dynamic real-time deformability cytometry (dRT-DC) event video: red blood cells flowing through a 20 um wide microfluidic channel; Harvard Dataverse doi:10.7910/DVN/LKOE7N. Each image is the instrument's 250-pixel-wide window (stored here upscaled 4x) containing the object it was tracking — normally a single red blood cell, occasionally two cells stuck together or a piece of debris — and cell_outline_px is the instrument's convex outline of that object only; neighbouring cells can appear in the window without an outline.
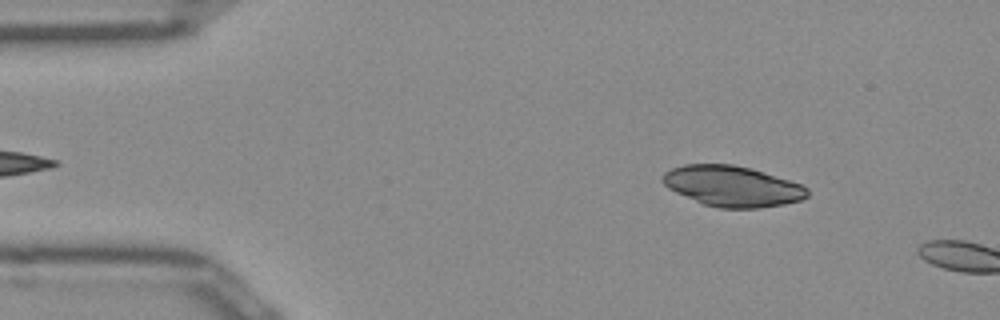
{"species": "Egyptian fruit bat (a non-hibernating species)", "species_latin": "Rousettus aegyptiacus", "temperature_condition": "room temperature", "stored_images_in_passage": 10, "camera_frame_rate_fps": 3000, "um_per_image_px": 0.085, "frame": {"image": 1, "passage_image": 7, "time_ms": 2.0, "image_size_px": [1000, 320], "cell_outline_px": [[808, 196], [800, 200], [784, 204], [760, 208], [720, 208], [704, 204], [676, 192], [668, 188], [664, 184], [664, 172], [672, 168], [684, 164], [732, 164], [748, 168], [788, 180], [800, 184], [808, 188]], "centroid_in_image_um": [62.24, 15.83], "position_along_channel_um": 22.8, "area_um2": 33.76}}